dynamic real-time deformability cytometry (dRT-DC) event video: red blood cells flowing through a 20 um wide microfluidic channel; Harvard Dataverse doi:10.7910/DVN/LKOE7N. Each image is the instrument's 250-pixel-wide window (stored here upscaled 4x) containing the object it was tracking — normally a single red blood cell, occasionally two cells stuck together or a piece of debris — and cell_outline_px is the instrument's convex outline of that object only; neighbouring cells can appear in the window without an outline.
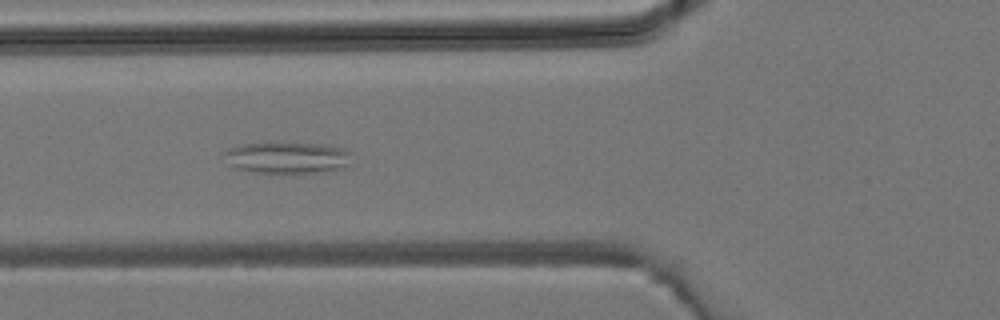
{"species": "common noctule bat (a hibernating species)", "species_latin": "Nyctalus noctula", "temperature_condition": "room temperature", "stored_images_in_passage": 42, "segment_of_instrument_passage": [1, 2], "camera_frame_rate_fps": 3000, "um_per_image_px": 0.085, "animal": {"sex": "male", "body_mass_g": 19.2, "forearm_length_mm": 51.8}, "frame": {"image": 1, "passage_image": 15, "time_ms": 4.667, "image_size_px": [1000, 320], "cell_outline_px": [[348, 164], [336, 168], [316, 172], [256, 172], [236, 168], [232, 164], [224, 152], [228, 148], [240, 144], [328, 144], [340, 148], [348, 152]], "centroid_in_image_um": [24.38, 13.39], "position_along_channel_um": 101.4, "area_um2": 22.14}}
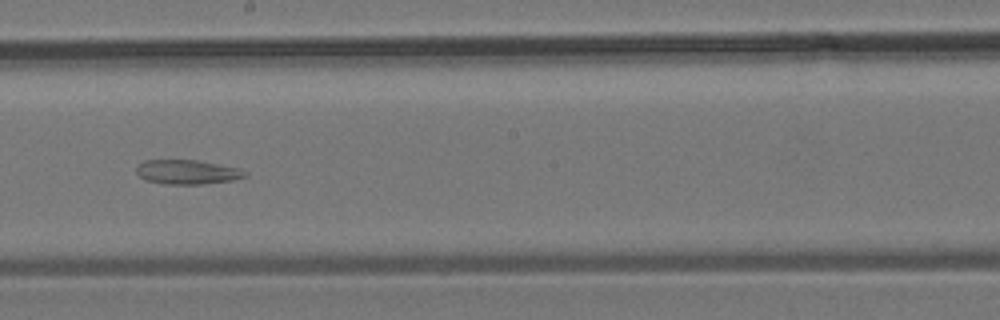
{"frame": {"image": 2, "passage_image": 23, "time_ms": 7.333, "image_size_px": [1000, 320], "cell_outline_px": [[248, 176], [232, 180], [200, 184], [164, 184], [144, 180], [136, 172], [136, 168], [144, 160], [196, 160], [240, 168], [248, 172]], "centroid_in_image_um": [15.93, 14.62], "position_along_channel_um": 232.3, "area_um2": 15.43}}
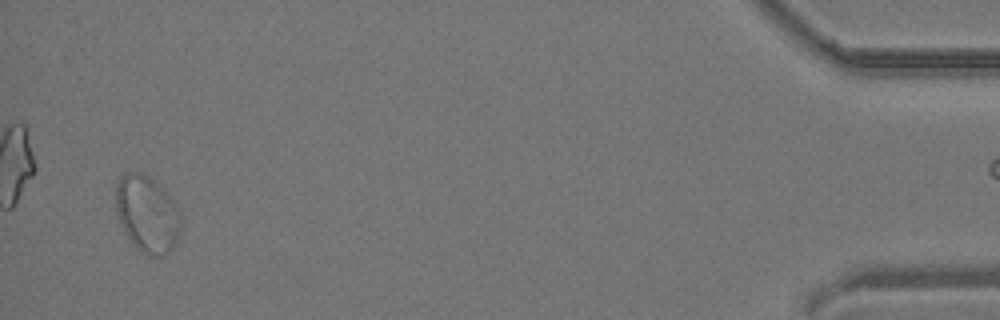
{"frame": {"image": 3, "passage_image": 40, "time_ms": 13.0, "image_size_px": [1000, 320], "cell_outline_px": [[180, 228], [176, 240], [172, 248], [164, 256], [148, 256], [124, 232], [116, 212], [116, 184], [120, 176], [128, 172], [140, 172], [148, 176], [172, 200], [180, 212]], "centroid_in_image_um": [12.49, 18.18], "position_along_channel_um": 422.7, "area_um2": 28.38}}